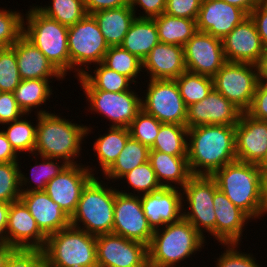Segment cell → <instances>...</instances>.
Listing matches in <instances>:
<instances>
[{"mask_svg":"<svg viewBox=\"0 0 267 267\" xmlns=\"http://www.w3.org/2000/svg\"><path fill=\"white\" fill-rule=\"evenodd\" d=\"M187 159L192 175L211 176L236 158L235 126L201 125L188 129Z\"/></svg>","mask_w":267,"mask_h":267,"instance_id":"obj_1","label":"cell"},{"mask_svg":"<svg viewBox=\"0 0 267 267\" xmlns=\"http://www.w3.org/2000/svg\"><path fill=\"white\" fill-rule=\"evenodd\" d=\"M56 113L36 114V144L33 156L58 158L67 164H78L77 157L81 156V144L89 136L91 127L72 123L73 119L62 118ZM38 155V156H37ZM76 159V161H75Z\"/></svg>","mask_w":267,"mask_h":267,"instance_id":"obj_2","label":"cell"},{"mask_svg":"<svg viewBox=\"0 0 267 267\" xmlns=\"http://www.w3.org/2000/svg\"><path fill=\"white\" fill-rule=\"evenodd\" d=\"M205 239L182 217L175 223L154 230L148 245V261L163 267H181V261L202 251Z\"/></svg>","mask_w":267,"mask_h":267,"instance_id":"obj_3","label":"cell"},{"mask_svg":"<svg viewBox=\"0 0 267 267\" xmlns=\"http://www.w3.org/2000/svg\"><path fill=\"white\" fill-rule=\"evenodd\" d=\"M211 177L236 207L251 219H260L262 183L257 164L235 160L216 170Z\"/></svg>","mask_w":267,"mask_h":267,"instance_id":"obj_4","label":"cell"},{"mask_svg":"<svg viewBox=\"0 0 267 267\" xmlns=\"http://www.w3.org/2000/svg\"><path fill=\"white\" fill-rule=\"evenodd\" d=\"M99 180L94 176L83 188L70 218L71 226L94 236L112 233L114 222L115 188Z\"/></svg>","mask_w":267,"mask_h":267,"instance_id":"obj_5","label":"cell"},{"mask_svg":"<svg viewBox=\"0 0 267 267\" xmlns=\"http://www.w3.org/2000/svg\"><path fill=\"white\" fill-rule=\"evenodd\" d=\"M29 8L23 19L26 20L23 21V35L66 77L70 71L68 27L45 16L35 6Z\"/></svg>","mask_w":267,"mask_h":267,"instance_id":"obj_6","label":"cell"},{"mask_svg":"<svg viewBox=\"0 0 267 267\" xmlns=\"http://www.w3.org/2000/svg\"><path fill=\"white\" fill-rule=\"evenodd\" d=\"M44 259L62 267H98L96 236L69 226L47 237Z\"/></svg>","mask_w":267,"mask_h":267,"instance_id":"obj_7","label":"cell"},{"mask_svg":"<svg viewBox=\"0 0 267 267\" xmlns=\"http://www.w3.org/2000/svg\"><path fill=\"white\" fill-rule=\"evenodd\" d=\"M67 42L70 72H77L75 73L77 78L83 75L87 69L90 70V64L103 62L109 48L95 18L89 14L73 26L68 27Z\"/></svg>","mask_w":267,"mask_h":267,"instance_id":"obj_8","label":"cell"},{"mask_svg":"<svg viewBox=\"0 0 267 267\" xmlns=\"http://www.w3.org/2000/svg\"><path fill=\"white\" fill-rule=\"evenodd\" d=\"M217 189L215 180L205 175H193L182 188L183 218L189 221L203 237L206 232L214 239L216 215L213 197ZM186 203L188 206L185 207Z\"/></svg>","mask_w":267,"mask_h":267,"instance_id":"obj_9","label":"cell"},{"mask_svg":"<svg viewBox=\"0 0 267 267\" xmlns=\"http://www.w3.org/2000/svg\"><path fill=\"white\" fill-rule=\"evenodd\" d=\"M212 79L214 89L242 113L249 110L259 83L258 65L226 62Z\"/></svg>","mask_w":267,"mask_h":267,"instance_id":"obj_10","label":"cell"},{"mask_svg":"<svg viewBox=\"0 0 267 267\" xmlns=\"http://www.w3.org/2000/svg\"><path fill=\"white\" fill-rule=\"evenodd\" d=\"M142 109L161 123L186 126L187 107L175 80L148 79ZM144 97V98H143Z\"/></svg>","mask_w":267,"mask_h":267,"instance_id":"obj_11","label":"cell"},{"mask_svg":"<svg viewBox=\"0 0 267 267\" xmlns=\"http://www.w3.org/2000/svg\"><path fill=\"white\" fill-rule=\"evenodd\" d=\"M91 113H99L109 120L110 127L129 128L142 110V97L134 89L123 92L84 90Z\"/></svg>","mask_w":267,"mask_h":267,"instance_id":"obj_12","label":"cell"},{"mask_svg":"<svg viewBox=\"0 0 267 267\" xmlns=\"http://www.w3.org/2000/svg\"><path fill=\"white\" fill-rule=\"evenodd\" d=\"M112 233L147 246L150 244L154 230L144 215L140 196L125 194L115 188Z\"/></svg>","mask_w":267,"mask_h":267,"instance_id":"obj_13","label":"cell"},{"mask_svg":"<svg viewBox=\"0 0 267 267\" xmlns=\"http://www.w3.org/2000/svg\"><path fill=\"white\" fill-rule=\"evenodd\" d=\"M98 267H143L148 262V246L114 233L96 236Z\"/></svg>","mask_w":267,"mask_h":267,"instance_id":"obj_14","label":"cell"},{"mask_svg":"<svg viewBox=\"0 0 267 267\" xmlns=\"http://www.w3.org/2000/svg\"><path fill=\"white\" fill-rule=\"evenodd\" d=\"M94 170L89 165L68 164L47 183L45 192L71 218L77 209L83 188L95 176Z\"/></svg>","mask_w":267,"mask_h":267,"instance_id":"obj_15","label":"cell"},{"mask_svg":"<svg viewBox=\"0 0 267 267\" xmlns=\"http://www.w3.org/2000/svg\"><path fill=\"white\" fill-rule=\"evenodd\" d=\"M186 71L213 77L227 62L222 40L197 31L184 45Z\"/></svg>","mask_w":267,"mask_h":267,"instance_id":"obj_16","label":"cell"},{"mask_svg":"<svg viewBox=\"0 0 267 267\" xmlns=\"http://www.w3.org/2000/svg\"><path fill=\"white\" fill-rule=\"evenodd\" d=\"M241 111L214 88L200 102L187 107L186 127L238 124Z\"/></svg>","mask_w":267,"mask_h":267,"instance_id":"obj_17","label":"cell"},{"mask_svg":"<svg viewBox=\"0 0 267 267\" xmlns=\"http://www.w3.org/2000/svg\"><path fill=\"white\" fill-rule=\"evenodd\" d=\"M222 45L227 62L258 65L266 50L250 16L222 39Z\"/></svg>","mask_w":267,"mask_h":267,"instance_id":"obj_18","label":"cell"},{"mask_svg":"<svg viewBox=\"0 0 267 267\" xmlns=\"http://www.w3.org/2000/svg\"><path fill=\"white\" fill-rule=\"evenodd\" d=\"M235 139L237 160L259 165L267 154V121L241 113Z\"/></svg>","mask_w":267,"mask_h":267,"instance_id":"obj_19","label":"cell"},{"mask_svg":"<svg viewBox=\"0 0 267 267\" xmlns=\"http://www.w3.org/2000/svg\"><path fill=\"white\" fill-rule=\"evenodd\" d=\"M247 17L242 9L223 0H202L197 30L222 40Z\"/></svg>","mask_w":267,"mask_h":267,"instance_id":"obj_20","label":"cell"},{"mask_svg":"<svg viewBox=\"0 0 267 267\" xmlns=\"http://www.w3.org/2000/svg\"><path fill=\"white\" fill-rule=\"evenodd\" d=\"M182 189L162 187L140 196L144 215L153 230L183 217Z\"/></svg>","mask_w":267,"mask_h":267,"instance_id":"obj_21","label":"cell"},{"mask_svg":"<svg viewBox=\"0 0 267 267\" xmlns=\"http://www.w3.org/2000/svg\"><path fill=\"white\" fill-rule=\"evenodd\" d=\"M5 235L9 246L23 249H43L47 239L21 200L10 203Z\"/></svg>","mask_w":267,"mask_h":267,"instance_id":"obj_22","label":"cell"},{"mask_svg":"<svg viewBox=\"0 0 267 267\" xmlns=\"http://www.w3.org/2000/svg\"><path fill=\"white\" fill-rule=\"evenodd\" d=\"M214 211L216 215L215 238L221 244H239L245 226L252 219L236 207L220 190L214 192Z\"/></svg>","mask_w":267,"mask_h":267,"instance_id":"obj_23","label":"cell"},{"mask_svg":"<svg viewBox=\"0 0 267 267\" xmlns=\"http://www.w3.org/2000/svg\"><path fill=\"white\" fill-rule=\"evenodd\" d=\"M20 200L46 237L70 226V217L45 191L21 193Z\"/></svg>","mask_w":267,"mask_h":267,"instance_id":"obj_24","label":"cell"},{"mask_svg":"<svg viewBox=\"0 0 267 267\" xmlns=\"http://www.w3.org/2000/svg\"><path fill=\"white\" fill-rule=\"evenodd\" d=\"M142 70L148 79L175 80L186 71L184 46L159 42L142 61Z\"/></svg>","mask_w":267,"mask_h":267,"instance_id":"obj_25","label":"cell"},{"mask_svg":"<svg viewBox=\"0 0 267 267\" xmlns=\"http://www.w3.org/2000/svg\"><path fill=\"white\" fill-rule=\"evenodd\" d=\"M11 48L16 53L19 75L22 80L51 79L64 80V76L52 65L46 56L24 35Z\"/></svg>","mask_w":267,"mask_h":267,"instance_id":"obj_26","label":"cell"},{"mask_svg":"<svg viewBox=\"0 0 267 267\" xmlns=\"http://www.w3.org/2000/svg\"><path fill=\"white\" fill-rule=\"evenodd\" d=\"M149 161L157 181L162 187L182 189L193 176L187 157H178L150 150Z\"/></svg>","mask_w":267,"mask_h":267,"instance_id":"obj_27","label":"cell"},{"mask_svg":"<svg viewBox=\"0 0 267 267\" xmlns=\"http://www.w3.org/2000/svg\"><path fill=\"white\" fill-rule=\"evenodd\" d=\"M109 47L120 46L130 25L136 18L130 5L115 9H105L91 14Z\"/></svg>","mask_w":267,"mask_h":267,"instance_id":"obj_28","label":"cell"},{"mask_svg":"<svg viewBox=\"0 0 267 267\" xmlns=\"http://www.w3.org/2000/svg\"><path fill=\"white\" fill-rule=\"evenodd\" d=\"M158 43L159 38L155 20L153 18L136 17L120 46L143 61Z\"/></svg>","mask_w":267,"mask_h":267,"instance_id":"obj_29","label":"cell"},{"mask_svg":"<svg viewBox=\"0 0 267 267\" xmlns=\"http://www.w3.org/2000/svg\"><path fill=\"white\" fill-rule=\"evenodd\" d=\"M51 79H28L21 80L20 84L15 88L14 95L18 106L25 114H31L33 109L37 107V115L48 113L41 105L46 106L47 100L53 95L50 85ZM39 109V111H38ZM44 109V110H43Z\"/></svg>","mask_w":267,"mask_h":267,"instance_id":"obj_30","label":"cell"},{"mask_svg":"<svg viewBox=\"0 0 267 267\" xmlns=\"http://www.w3.org/2000/svg\"><path fill=\"white\" fill-rule=\"evenodd\" d=\"M95 66L97 67L92 70L93 72L87 70L77 78L82 90L123 92L132 88L131 84L133 82L128 77L109 69L102 62L95 64Z\"/></svg>","mask_w":267,"mask_h":267,"instance_id":"obj_31","label":"cell"},{"mask_svg":"<svg viewBox=\"0 0 267 267\" xmlns=\"http://www.w3.org/2000/svg\"><path fill=\"white\" fill-rule=\"evenodd\" d=\"M130 137L129 128L109 127L106 134H100L95 140L93 150L101 166V175L115 162Z\"/></svg>","mask_w":267,"mask_h":267,"instance_id":"obj_32","label":"cell"},{"mask_svg":"<svg viewBox=\"0 0 267 267\" xmlns=\"http://www.w3.org/2000/svg\"><path fill=\"white\" fill-rule=\"evenodd\" d=\"M158 31L159 42L184 46L198 31L196 20L173 17L162 13L153 18Z\"/></svg>","mask_w":267,"mask_h":267,"instance_id":"obj_33","label":"cell"},{"mask_svg":"<svg viewBox=\"0 0 267 267\" xmlns=\"http://www.w3.org/2000/svg\"><path fill=\"white\" fill-rule=\"evenodd\" d=\"M150 148L130 137L115 162L103 173L107 181H116L137 166L149 161ZM114 180V181H113Z\"/></svg>","mask_w":267,"mask_h":267,"instance_id":"obj_34","label":"cell"},{"mask_svg":"<svg viewBox=\"0 0 267 267\" xmlns=\"http://www.w3.org/2000/svg\"><path fill=\"white\" fill-rule=\"evenodd\" d=\"M38 158L42 159V162L40 161L39 164H37L38 161L35 160V165L31 167V175L29 172V176H31V178L24 175L25 173H22L20 168L21 193L45 191L47 183L60 174L68 165L64 160L58 158H48L42 156H39ZM31 183H34V186Z\"/></svg>","mask_w":267,"mask_h":267,"instance_id":"obj_35","label":"cell"},{"mask_svg":"<svg viewBox=\"0 0 267 267\" xmlns=\"http://www.w3.org/2000/svg\"><path fill=\"white\" fill-rule=\"evenodd\" d=\"M188 128L184 125L162 123L150 150L178 157H187Z\"/></svg>","mask_w":267,"mask_h":267,"instance_id":"obj_36","label":"cell"},{"mask_svg":"<svg viewBox=\"0 0 267 267\" xmlns=\"http://www.w3.org/2000/svg\"><path fill=\"white\" fill-rule=\"evenodd\" d=\"M29 116V114L23 115L20 119L6 123L4 129L2 130L9 143L11 144L14 151L19 154L20 153H28L30 156L34 154V147L36 144V128L31 120L28 121L25 117ZM6 129V130H5ZM25 151V152H24Z\"/></svg>","mask_w":267,"mask_h":267,"instance_id":"obj_37","label":"cell"},{"mask_svg":"<svg viewBox=\"0 0 267 267\" xmlns=\"http://www.w3.org/2000/svg\"><path fill=\"white\" fill-rule=\"evenodd\" d=\"M48 5L35 7L45 16L67 27L73 26L87 15L84 0H52Z\"/></svg>","mask_w":267,"mask_h":267,"instance_id":"obj_38","label":"cell"},{"mask_svg":"<svg viewBox=\"0 0 267 267\" xmlns=\"http://www.w3.org/2000/svg\"><path fill=\"white\" fill-rule=\"evenodd\" d=\"M175 81L186 107L203 100L214 88L211 77L189 71L183 72Z\"/></svg>","mask_w":267,"mask_h":267,"instance_id":"obj_39","label":"cell"},{"mask_svg":"<svg viewBox=\"0 0 267 267\" xmlns=\"http://www.w3.org/2000/svg\"><path fill=\"white\" fill-rule=\"evenodd\" d=\"M102 63L109 69L128 77L134 84L138 83L135 79H138L143 72L142 61L121 46L109 47Z\"/></svg>","mask_w":267,"mask_h":267,"instance_id":"obj_40","label":"cell"},{"mask_svg":"<svg viewBox=\"0 0 267 267\" xmlns=\"http://www.w3.org/2000/svg\"><path fill=\"white\" fill-rule=\"evenodd\" d=\"M126 180L125 183L128 184V189L131 188L134 191L129 192V190H122L118 188L119 192L141 196L143 194H148L151 192L158 191L162 188L160 183L157 181L154 170L152 169L150 161H147L133 170L124 174L120 180ZM131 186V187H130ZM124 191V192H123ZM128 191V192H126ZM137 193V194H135Z\"/></svg>","mask_w":267,"mask_h":267,"instance_id":"obj_41","label":"cell"},{"mask_svg":"<svg viewBox=\"0 0 267 267\" xmlns=\"http://www.w3.org/2000/svg\"><path fill=\"white\" fill-rule=\"evenodd\" d=\"M20 167L19 162L0 163V202L20 200Z\"/></svg>","mask_w":267,"mask_h":267,"instance_id":"obj_42","label":"cell"},{"mask_svg":"<svg viewBox=\"0 0 267 267\" xmlns=\"http://www.w3.org/2000/svg\"><path fill=\"white\" fill-rule=\"evenodd\" d=\"M161 124L142 109L129 126L130 136L150 148L158 136Z\"/></svg>","mask_w":267,"mask_h":267,"instance_id":"obj_43","label":"cell"},{"mask_svg":"<svg viewBox=\"0 0 267 267\" xmlns=\"http://www.w3.org/2000/svg\"><path fill=\"white\" fill-rule=\"evenodd\" d=\"M21 80L16 53L11 47H7L0 52V91L14 93Z\"/></svg>","mask_w":267,"mask_h":267,"instance_id":"obj_44","label":"cell"},{"mask_svg":"<svg viewBox=\"0 0 267 267\" xmlns=\"http://www.w3.org/2000/svg\"><path fill=\"white\" fill-rule=\"evenodd\" d=\"M24 14L17 11L0 9V40L11 47L23 35Z\"/></svg>","mask_w":267,"mask_h":267,"instance_id":"obj_45","label":"cell"},{"mask_svg":"<svg viewBox=\"0 0 267 267\" xmlns=\"http://www.w3.org/2000/svg\"><path fill=\"white\" fill-rule=\"evenodd\" d=\"M239 244H221L226 247L216 258V267H262L251 253L240 252ZM253 256V257H252Z\"/></svg>","mask_w":267,"mask_h":267,"instance_id":"obj_46","label":"cell"},{"mask_svg":"<svg viewBox=\"0 0 267 267\" xmlns=\"http://www.w3.org/2000/svg\"><path fill=\"white\" fill-rule=\"evenodd\" d=\"M44 254L42 249L14 248L4 267H42Z\"/></svg>","mask_w":267,"mask_h":267,"instance_id":"obj_47","label":"cell"},{"mask_svg":"<svg viewBox=\"0 0 267 267\" xmlns=\"http://www.w3.org/2000/svg\"><path fill=\"white\" fill-rule=\"evenodd\" d=\"M202 0H166L164 13L173 17L196 20Z\"/></svg>","mask_w":267,"mask_h":267,"instance_id":"obj_48","label":"cell"},{"mask_svg":"<svg viewBox=\"0 0 267 267\" xmlns=\"http://www.w3.org/2000/svg\"><path fill=\"white\" fill-rule=\"evenodd\" d=\"M25 113L20 109L15 99L14 93H0V124L20 119Z\"/></svg>","mask_w":267,"mask_h":267,"instance_id":"obj_49","label":"cell"},{"mask_svg":"<svg viewBox=\"0 0 267 267\" xmlns=\"http://www.w3.org/2000/svg\"><path fill=\"white\" fill-rule=\"evenodd\" d=\"M247 113L253 118L267 121V81L259 80L251 107Z\"/></svg>","mask_w":267,"mask_h":267,"instance_id":"obj_50","label":"cell"},{"mask_svg":"<svg viewBox=\"0 0 267 267\" xmlns=\"http://www.w3.org/2000/svg\"><path fill=\"white\" fill-rule=\"evenodd\" d=\"M129 5L132 10L135 12L137 11V7H141L143 12L138 18H155L160 16L165 11L166 7V0H129ZM137 5V7H136ZM139 5V6H138Z\"/></svg>","mask_w":267,"mask_h":267,"instance_id":"obj_51","label":"cell"},{"mask_svg":"<svg viewBox=\"0 0 267 267\" xmlns=\"http://www.w3.org/2000/svg\"><path fill=\"white\" fill-rule=\"evenodd\" d=\"M249 16L256 25L264 48L267 49V6L258 4Z\"/></svg>","mask_w":267,"mask_h":267,"instance_id":"obj_52","label":"cell"},{"mask_svg":"<svg viewBox=\"0 0 267 267\" xmlns=\"http://www.w3.org/2000/svg\"><path fill=\"white\" fill-rule=\"evenodd\" d=\"M87 14L91 15L105 9H115L126 6L129 0H84Z\"/></svg>","mask_w":267,"mask_h":267,"instance_id":"obj_53","label":"cell"},{"mask_svg":"<svg viewBox=\"0 0 267 267\" xmlns=\"http://www.w3.org/2000/svg\"><path fill=\"white\" fill-rule=\"evenodd\" d=\"M18 156L7 140L5 133L0 129V163L19 162Z\"/></svg>","mask_w":267,"mask_h":267,"instance_id":"obj_54","label":"cell"},{"mask_svg":"<svg viewBox=\"0 0 267 267\" xmlns=\"http://www.w3.org/2000/svg\"><path fill=\"white\" fill-rule=\"evenodd\" d=\"M223 1L242 9L248 16L259 4V0H223Z\"/></svg>","mask_w":267,"mask_h":267,"instance_id":"obj_55","label":"cell"},{"mask_svg":"<svg viewBox=\"0 0 267 267\" xmlns=\"http://www.w3.org/2000/svg\"><path fill=\"white\" fill-rule=\"evenodd\" d=\"M261 217L267 214V171H261Z\"/></svg>","mask_w":267,"mask_h":267,"instance_id":"obj_56","label":"cell"},{"mask_svg":"<svg viewBox=\"0 0 267 267\" xmlns=\"http://www.w3.org/2000/svg\"><path fill=\"white\" fill-rule=\"evenodd\" d=\"M258 69H259V80L267 81V49L262 55L261 61L258 64Z\"/></svg>","mask_w":267,"mask_h":267,"instance_id":"obj_57","label":"cell"},{"mask_svg":"<svg viewBox=\"0 0 267 267\" xmlns=\"http://www.w3.org/2000/svg\"><path fill=\"white\" fill-rule=\"evenodd\" d=\"M14 248L9 245H0V267H4L7 257Z\"/></svg>","mask_w":267,"mask_h":267,"instance_id":"obj_58","label":"cell"},{"mask_svg":"<svg viewBox=\"0 0 267 267\" xmlns=\"http://www.w3.org/2000/svg\"><path fill=\"white\" fill-rule=\"evenodd\" d=\"M10 203L0 202V222H8Z\"/></svg>","mask_w":267,"mask_h":267,"instance_id":"obj_59","label":"cell"},{"mask_svg":"<svg viewBox=\"0 0 267 267\" xmlns=\"http://www.w3.org/2000/svg\"><path fill=\"white\" fill-rule=\"evenodd\" d=\"M7 223L8 222H0V245H9L5 235Z\"/></svg>","mask_w":267,"mask_h":267,"instance_id":"obj_60","label":"cell"},{"mask_svg":"<svg viewBox=\"0 0 267 267\" xmlns=\"http://www.w3.org/2000/svg\"><path fill=\"white\" fill-rule=\"evenodd\" d=\"M258 166L261 171H267V154Z\"/></svg>","mask_w":267,"mask_h":267,"instance_id":"obj_61","label":"cell"},{"mask_svg":"<svg viewBox=\"0 0 267 267\" xmlns=\"http://www.w3.org/2000/svg\"><path fill=\"white\" fill-rule=\"evenodd\" d=\"M42 267H62L57 264H52L51 262H47L45 259L43 260V265Z\"/></svg>","mask_w":267,"mask_h":267,"instance_id":"obj_62","label":"cell"},{"mask_svg":"<svg viewBox=\"0 0 267 267\" xmlns=\"http://www.w3.org/2000/svg\"><path fill=\"white\" fill-rule=\"evenodd\" d=\"M143 267H163V266H158L148 261Z\"/></svg>","mask_w":267,"mask_h":267,"instance_id":"obj_63","label":"cell"},{"mask_svg":"<svg viewBox=\"0 0 267 267\" xmlns=\"http://www.w3.org/2000/svg\"><path fill=\"white\" fill-rule=\"evenodd\" d=\"M7 48V46L0 40V52L4 51Z\"/></svg>","mask_w":267,"mask_h":267,"instance_id":"obj_64","label":"cell"},{"mask_svg":"<svg viewBox=\"0 0 267 267\" xmlns=\"http://www.w3.org/2000/svg\"><path fill=\"white\" fill-rule=\"evenodd\" d=\"M259 4L267 6V0H259Z\"/></svg>","mask_w":267,"mask_h":267,"instance_id":"obj_65","label":"cell"}]
</instances>
